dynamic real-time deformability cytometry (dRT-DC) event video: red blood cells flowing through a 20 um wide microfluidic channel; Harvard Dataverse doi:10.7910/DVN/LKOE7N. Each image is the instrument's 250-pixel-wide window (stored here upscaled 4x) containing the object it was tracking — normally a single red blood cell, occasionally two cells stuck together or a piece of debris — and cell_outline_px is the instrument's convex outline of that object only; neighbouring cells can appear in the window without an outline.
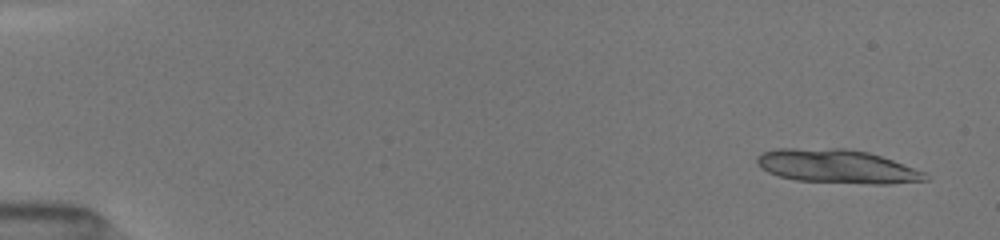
{"species": "common noctule bat (a hibernating species)", "species_latin": "Nyctalus noctula", "temperature_condition": "room temperature", "stored_images_in_passage": 49, "camera_frame_rate_fps": 3000, "um_per_image_px": 0.085, "animal": {"sex": "female", "body_mass_g": 19.5, "forearm_length_mm": 54.1}, "frame": {"image": 1, "passage_image": 1, "time_ms": 0.0, "image_size_px": [1000, 240], "cell_outline_px": [[932, 176], [928, 180], [888, 184], [872, 184], [796, 180], [780, 176], [768, 172], [760, 168], [756, 164], [756, 156], [764, 152], [780, 148], [844, 148], [868, 152], [892, 160], [924, 172]], "centroid_in_image_um": [71.14, 14.14], "position_along_channel_um": 13.9, "area_um2": 33.06}}
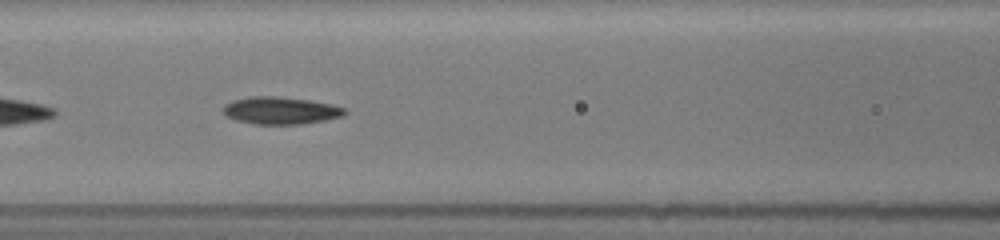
{"frame": {"image": 2, "passage_image": 21, "time_ms": 7.0, "image_size_px": [1000, 240], "cell_outline_px": [[348, 112], [344, 116], [324, 120], [300, 124], [252, 124], [236, 120], [224, 116], [224, 104], [232, 100], [248, 96], [276, 96], [308, 100], [328, 104], [344, 108]], "centroid_in_image_um": [23.8, 9.39], "position_along_channel_um": 142.8, "area_um2": 19.36}}
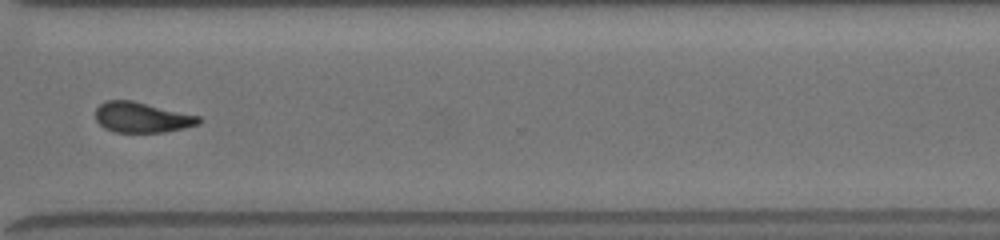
{"frame": {"image": 3, "passage_image": 40, "time_ms": 12.333, "image_size_px": [1000, 240], "cell_outline_px": [[200, 124], [184, 128], [164, 132], [116, 132], [104, 128], [96, 120], [96, 108], [104, 100], [132, 100], [200, 116]], "centroid_in_image_um": [12.05, 9.97], "position_along_channel_um": 358.6, "area_um2": 18.26}, "authors_computed_cell_mechanics": {"area_um2": 19.1896, "velocity_mm_per_s": 4.0516, "shape_relaxation_time_tau1_ms": 3.444, "shape_relaxation_time_tau2_ms": 3.4682, "deformation_change_tau1": 0.1274, "deformation_change_tau2": 0.093}}